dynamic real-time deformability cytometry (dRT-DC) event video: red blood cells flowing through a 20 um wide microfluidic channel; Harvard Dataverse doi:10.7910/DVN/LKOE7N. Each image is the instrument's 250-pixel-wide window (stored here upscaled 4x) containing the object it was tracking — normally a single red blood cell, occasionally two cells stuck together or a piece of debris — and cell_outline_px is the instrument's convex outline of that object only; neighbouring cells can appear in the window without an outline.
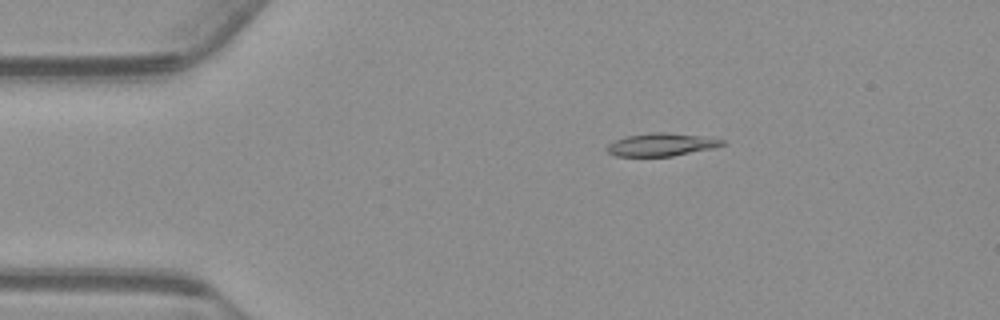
{"species": "common noctule bat (a hibernating species)", "species_latin": "Nyctalus noctula", "temperature_condition": "warm", "stored_images_in_passage": 48, "camera_frame_rate_fps": 3000, "um_per_image_px": 0.085, "animal": {"sex": "male", "body_mass_g": 23.1, "forearm_length_mm": 52.7}, "frame": {"image": 1, "passage_image": 3, "time_ms": 0.667, "image_size_px": [1000, 320], "cell_outline_px": [[724, 144], [716, 148], [672, 156], [616, 156], [608, 152], [604, 148], [608, 144], [624, 136], [652, 132], [668, 132], [700, 136], [724, 140]], "centroid_in_image_um": [56.19, 12.29], "position_along_channel_um": 28.8, "area_um2": 15.43}}
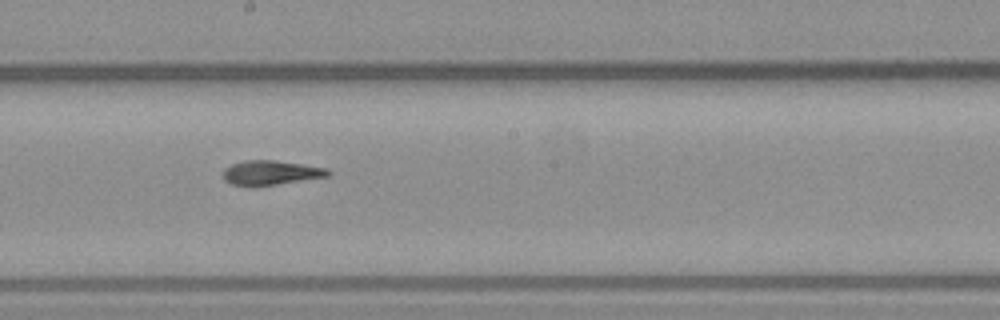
{"frame": {"image": 2, "passage_image": 23, "time_ms": 7.333, "image_size_px": [1000, 320], "cell_outline_px": [[332, 172], [328, 176], [256, 188], [232, 184], [224, 180], [224, 168], [232, 164], [244, 160], [272, 160], [328, 168]], "centroid_in_image_um": [23.0, 14.7], "position_along_channel_um": 225.2, "area_um2": 15.2}}
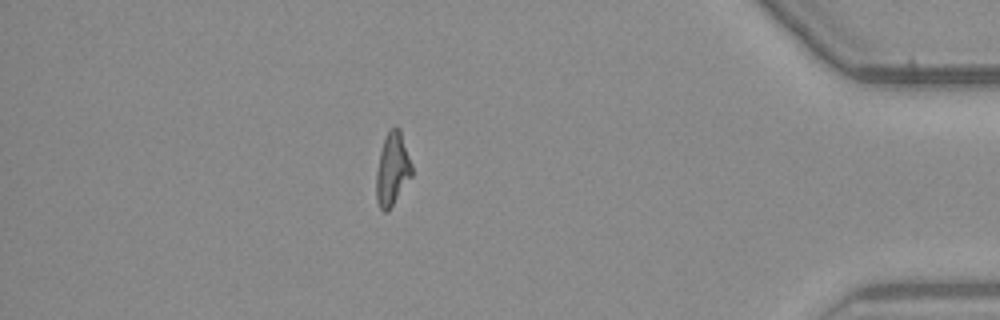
{"frame": {"image": 3, "passage_image": 41, "time_ms": 13.333, "image_size_px": [1000, 320], "cell_outline_px": [[412, 176], [388, 212], [384, 212], [380, 208], [376, 200], [376, 172], [380, 152], [384, 140], [388, 132], [396, 124], [400, 128], [412, 164]], "centroid_in_image_um": [33.36, 14.39], "position_along_channel_um": 401.8, "area_um2": 15.2}, "authors_computed_cell_mechanics": {"area_um2": 15.1436, "velocity_mm_per_s": 3.7355, "shape_relaxation_time_tau1_ms": 5.202, "shape_relaxation_time_tau2_ms": 5.9214, "deformation_change_tau1": 0.211, "deformation_change_tau2": 0.1292}}